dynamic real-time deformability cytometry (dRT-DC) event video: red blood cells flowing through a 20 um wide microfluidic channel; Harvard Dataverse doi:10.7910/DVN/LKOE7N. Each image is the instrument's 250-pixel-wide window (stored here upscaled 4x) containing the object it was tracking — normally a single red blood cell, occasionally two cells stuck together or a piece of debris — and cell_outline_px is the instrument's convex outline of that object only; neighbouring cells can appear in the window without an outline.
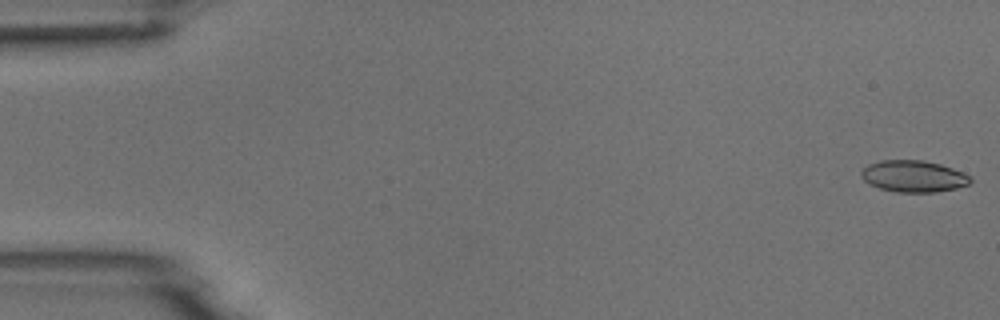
{"species": "common noctule bat (a hibernating species)", "species_latin": "Nyctalus noctula", "temperature_condition": "room temperature", "stored_images_in_passage": 5, "camera_frame_rate_fps": 3000, "um_per_image_px": 0.085, "animal": {"sex": "male", "body_mass_g": 18.8}, "frame": {"image": 1, "passage_image": 1, "time_ms": 0.0, "image_size_px": [1000, 320], "cell_outline_px": [[972, 180], [968, 184], [956, 188], [936, 192], [896, 192], [880, 188], [868, 184], [860, 176], [860, 172], [868, 164], [880, 160], [924, 160], [940, 164], [952, 168], [972, 176]], "centroid_in_image_um": [77.63, 14.98], "position_along_channel_um": 7.4, "area_um2": 20.23}}
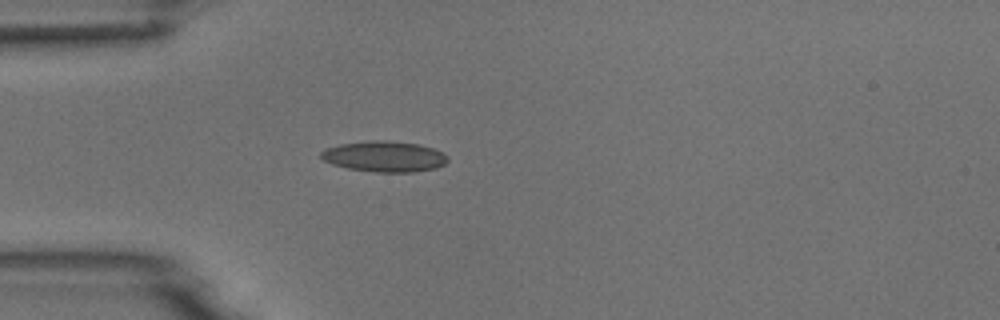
{"frame": {"image": 2, "passage_image": 5, "time_ms": 4.667, "image_size_px": [1000, 320], "cell_outline_px": [[448, 160], [444, 164], [436, 168], [412, 172], [376, 172], [348, 168], [332, 164], [324, 160], [320, 156], [320, 152], [324, 148], [340, 144], [372, 140], [388, 140], [416, 144], [432, 148], [444, 152], [448, 156]], "centroid_in_image_um": [32.67, 13.29], "position_along_channel_um": 52.3, "area_um2": 22.72}}